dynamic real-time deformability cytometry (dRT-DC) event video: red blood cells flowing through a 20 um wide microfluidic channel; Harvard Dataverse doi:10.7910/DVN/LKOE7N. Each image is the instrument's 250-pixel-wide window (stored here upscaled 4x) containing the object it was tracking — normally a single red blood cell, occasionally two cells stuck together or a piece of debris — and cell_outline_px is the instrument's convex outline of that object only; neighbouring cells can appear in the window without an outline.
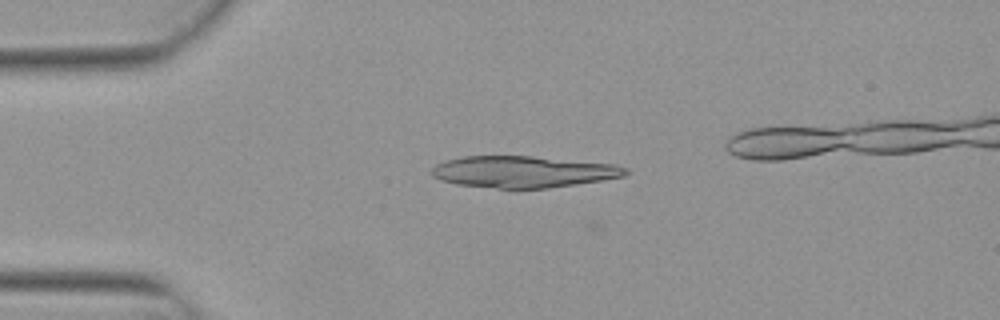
{"species": "Egyptian fruit bat (a non-hibernating species)", "species_latin": "Rousettus aegyptiacus", "temperature_condition": "warm", "stored_images_in_passage": 5, "camera_frame_rate_fps": 3000, "um_per_image_px": 0.085, "animal": {"sex": "female"}, "frame": {"image": 1, "passage_image": 3, "time_ms": 0.667, "image_size_px": [1000, 320], "cell_outline_px": [[632, 172], [624, 176], [600, 180], [548, 188], [496, 188], [456, 184], [440, 180], [432, 176], [432, 168], [436, 164], [444, 160], [464, 156], [532, 156], [616, 164], [628, 168]], "centroid_in_image_um": [44.47, 14.59], "position_along_channel_um": 40.5, "area_um2": 35.72}}